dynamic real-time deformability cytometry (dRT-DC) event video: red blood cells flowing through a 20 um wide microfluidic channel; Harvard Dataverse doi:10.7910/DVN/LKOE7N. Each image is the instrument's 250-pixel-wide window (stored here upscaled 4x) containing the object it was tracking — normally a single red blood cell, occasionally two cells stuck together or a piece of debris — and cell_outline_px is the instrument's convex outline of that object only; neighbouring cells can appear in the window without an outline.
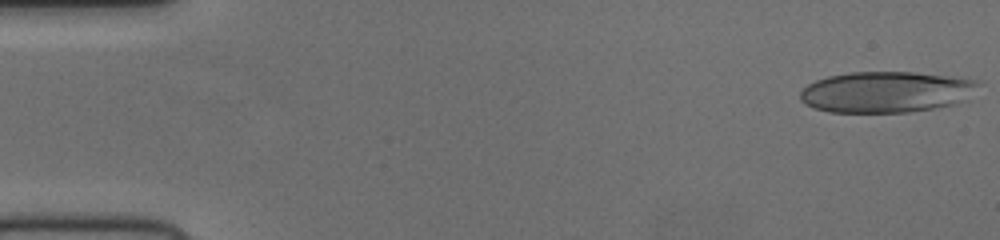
{"species": "human", "species_latin": "Homo sapiens", "temperature_condition": "cold", "stored_images_in_passage": 52, "camera_frame_rate_fps": 3000, "um_per_image_px": 0.085, "donor": {"sex": "female"}, "frame": {"image": 1, "passage_image": 1, "time_ms": 0.0, "image_size_px": [1000, 240], "cell_outline_px": [[980, 84], [968, 100], [956, 104], [908, 112], [828, 112], [812, 108], [804, 104], [800, 100], [800, 92], [808, 84], [816, 80], [828, 76], [852, 72], [912, 72], [976, 80]], "centroid_in_image_um": [75.3, 7.83], "position_along_channel_um": 9.7, "area_um2": 42.66}}
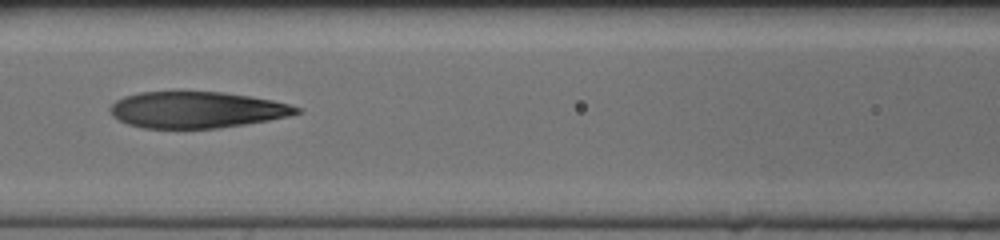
{"frame": {"image": 2, "passage_image": 23, "time_ms": 7.333, "image_size_px": [1000, 240], "cell_outline_px": [[300, 112], [288, 116], [268, 120], [244, 124], [216, 128], [144, 128], [128, 124], [112, 116], [108, 108], [116, 100], [124, 96], [140, 92], [224, 92], [272, 100], [288, 104], [300, 108]], "centroid_in_image_um": [16.68, 9.33], "position_along_channel_um": 149.9, "area_um2": 39.19}}
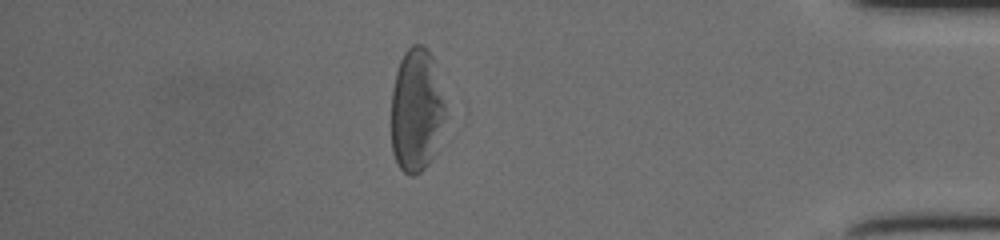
{"frame": {"image": 3, "passage_image": 45, "time_ms": 14.667, "image_size_px": [1000, 240], "cell_outline_px": [[444, 116], [432, 156], [428, 164], [420, 172], [412, 176], [408, 176], [400, 168], [392, 152], [392, 88], [396, 72], [400, 60], [404, 52], [412, 44], [420, 44], [432, 56], [444, 104]], "centroid_in_image_um": [35.35, 9.37], "position_along_channel_um": 399.9, "area_um2": 38.03}}